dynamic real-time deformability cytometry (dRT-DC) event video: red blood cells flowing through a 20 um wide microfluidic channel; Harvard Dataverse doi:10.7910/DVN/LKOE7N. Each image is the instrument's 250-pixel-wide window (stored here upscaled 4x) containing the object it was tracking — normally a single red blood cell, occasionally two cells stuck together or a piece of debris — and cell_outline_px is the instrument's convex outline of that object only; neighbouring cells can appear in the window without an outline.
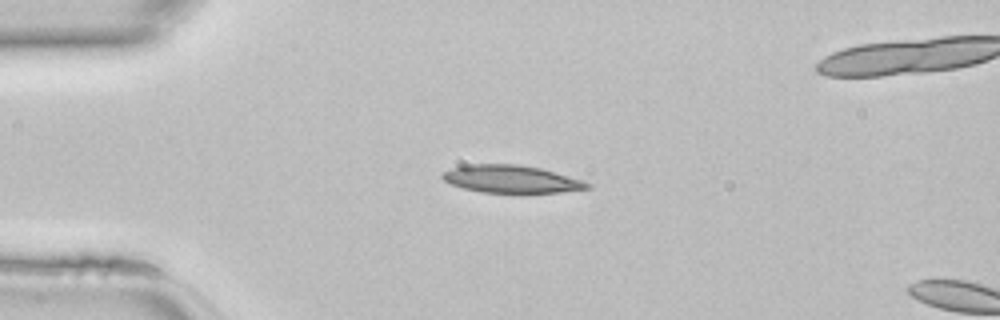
{"species": "common noctule bat (a hibernating species)", "species_latin": "Nyctalus noctula", "temperature_condition": "room temperature", "stored_images_in_passage": 3, "camera_frame_rate_fps": 3000, "um_per_image_px": 0.085, "animal": {"sex": "female", "body_mass_g": 22.7, "forearm_length_mm": 54.2}, "frame": {"image": 1, "passage_image": 1, "time_ms": 0.0, "image_size_px": [1000, 320], "cell_outline_px": [[592, 188], [560, 192], [480, 192], [464, 188], [452, 184], [444, 180], [440, 176], [440, 172], [452, 168], [472, 164], [516, 164], [540, 168], [584, 180], [592, 184]], "centroid_in_image_um": [43.47, 15.21], "position_along_channel_um": 41.5, "area_um2": 23.18}}